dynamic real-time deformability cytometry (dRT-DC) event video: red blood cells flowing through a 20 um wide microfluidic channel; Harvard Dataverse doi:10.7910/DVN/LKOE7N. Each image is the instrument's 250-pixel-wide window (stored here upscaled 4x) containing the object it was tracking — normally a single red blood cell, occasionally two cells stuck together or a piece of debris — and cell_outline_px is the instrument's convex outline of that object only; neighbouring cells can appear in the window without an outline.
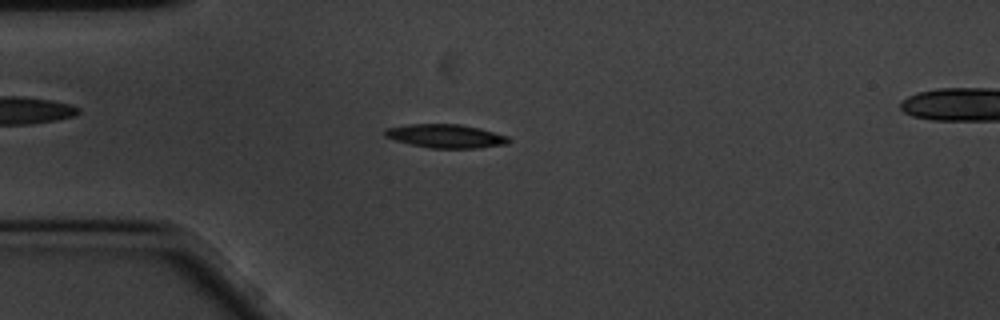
{"species": "common noctule bat (a hibernating species)", "species_latin": "Nyctalus noctula", "temperature_condition": "cold", "stored_images_in_passage": 60, "camera_frame_rate_fps": 3000, "um_per_image_px": 0.085, "animal": {"sex": "male", "body_mass_g": 20.1, "forearm_length_mm": 53.5}, "frame": {"image": 1, "passage_image": 15, "time_ms": 4.667, "image_size_px": [1000, 320], "cell_outline_px": [[512, 140], [508, 144], [476, 148], [428, 148], [396, 140], [384, 136], [384, 128], [408, 124], [460, 124], [480, 128], [508, 136]], "centroid_in_image_um": [37.9, 11.56], "position_along_channel_um": 47.1, "area_um2": 17.11}}
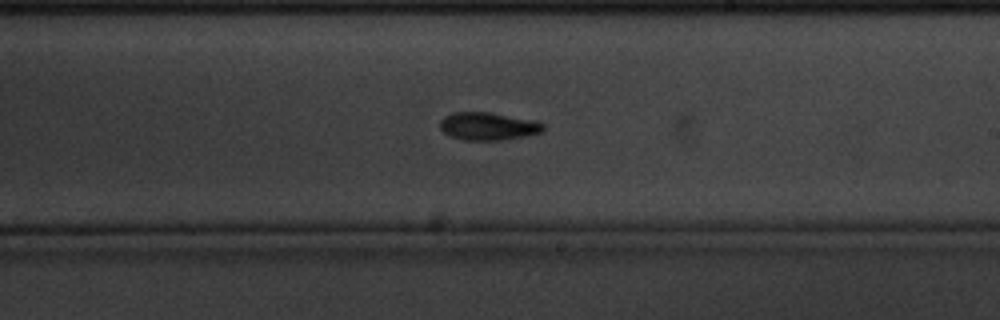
{"frame": {"image": 2, "passage_image": 34, "time_ms": 11.0, "image_size_px": [1000, 320], "cell_outline_px": [[544, 132], [500, 140], [464, 140], [448, 136], [440, 128], [440, 120], [444, 116], [452, 112], [488, 112], [536, 120], [544, 124]], "centroid_in_image_um": [41.47, 10.72], "position_along_channel_um": 247.5, "area_um2": 16.82}}
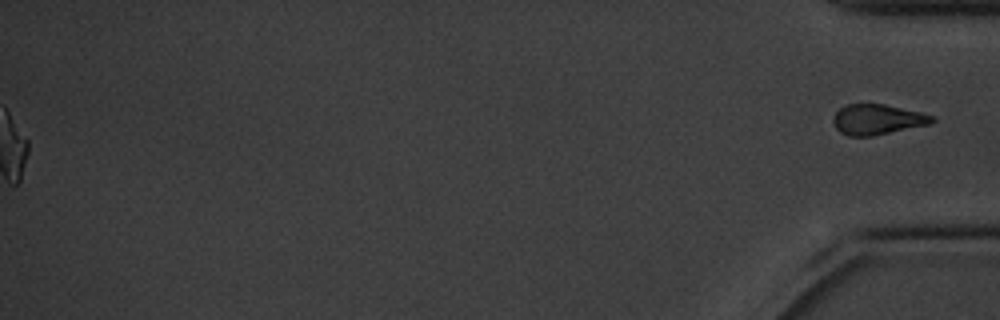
{"frame": {"image": 3, "passage_image": 60, "time_ms": 19.667, "image_size_px": [1000, 320], "cell_outline_px": [[936, 120], [928, 124], [872, 136], [848, 136], [840, 132], [836, 128], [832, 120], [832, 116], [844, 104], [884, 104], [920, 112], [936, 116]], "centroid_in_image_um": [74.55, 10.15], "position_along_channel_um": 360.7, "area_um2": 17.46}}